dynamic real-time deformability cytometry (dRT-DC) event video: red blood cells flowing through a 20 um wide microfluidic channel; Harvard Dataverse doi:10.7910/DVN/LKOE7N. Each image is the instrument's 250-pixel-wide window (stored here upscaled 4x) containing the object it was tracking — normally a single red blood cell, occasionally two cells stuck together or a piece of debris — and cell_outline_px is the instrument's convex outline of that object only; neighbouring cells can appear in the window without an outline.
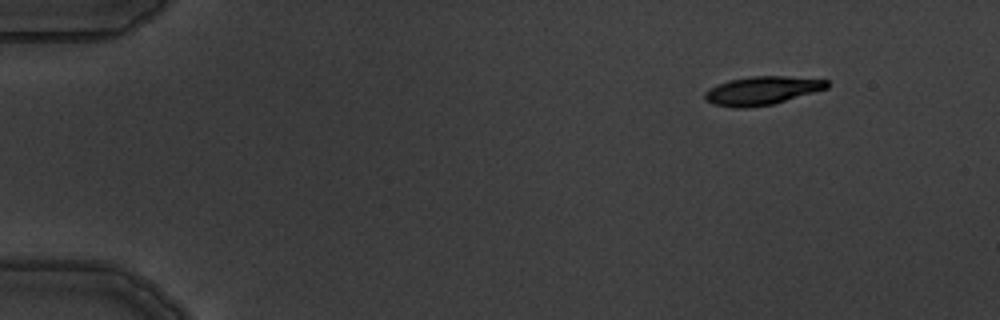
{"species": "common noctule bat (a hibernating species)", "species_latin": "Nyctalus noctula", "temperature_condition": "warm", "stored_images_in_passage": 6, "segment_of_instrument_passage": [2, 2], "camera_frame_rate_fps": 3000, "um_per_image_px": 0.085, "animal": {"sex": "male", "body_mass_g": 19.5, "forearm_length_mm": 54.6}, "frame": {"image": 1, "passage_image": 6, "time_ms": 6.667, "image_size_px": [1000, 320], "cell_outline_px": [[828, 88], [772, 104], [748, 108], [732, 108], [712, 104], [704, 100], [704, 92], [728, 80], [752, 76], [788, 76], [828, 80]], "centroid_in_image_um": [64.74, 7.71], "position_along_channel_um": 20.3, "area_um2": 20.17}}